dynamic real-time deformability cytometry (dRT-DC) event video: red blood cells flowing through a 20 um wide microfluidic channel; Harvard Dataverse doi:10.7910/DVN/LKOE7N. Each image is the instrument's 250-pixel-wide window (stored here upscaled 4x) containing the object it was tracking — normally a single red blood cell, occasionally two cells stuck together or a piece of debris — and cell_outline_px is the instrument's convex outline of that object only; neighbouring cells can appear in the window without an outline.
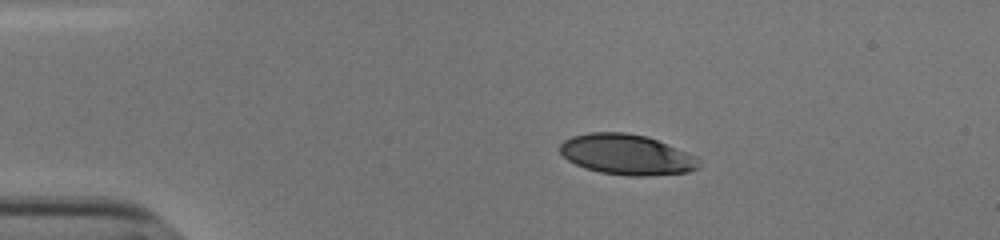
{"species": "human", "species_latin": "Homo sapiens", "temperature_condition": "cold", "stored_images_in_passage": 44, "camera_frame_rate_fps": 3000, "um_per_image_px": 0.085, "donor": {"sex": "male"}, "frame": {"image": 1, "passage_image": 1, "time_ms": 0.0, "image_size_px": [1000, 240], "cell_outline_px": [[700, 168], [688, 172], [648, 176], [628, 176], [600, 172], [584, 168], [568, 160], [560, 152], [560, 144], [564, 140], [572, 136], [588, 132], [624, 132], [648, 136], [696, 156], [700, 164]], "centroid_in_image_um": [53.27, 13.14], "position_along_channel_um": 31.7, "area_um2": 32.89}}
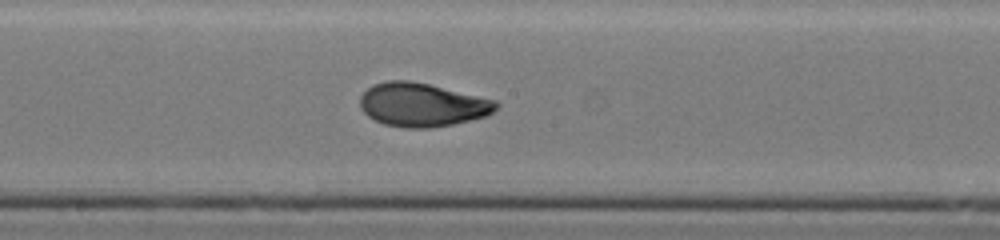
{"frame": {"image": 2, "passage_image": 20, "time_ms": 6.333, "image_size_px": [1000, 240], "cell_outline_px": [[500, 104], [488, 116], [452, 124], [428, 128], [404, 128], [384, 124], [368, 116], [360, 108], [360, 96], [372, 84], [388, 80], [408, 80], [428, 84], [496, 100]], "centroid_in_image_um": [35.87, 8.9], "position_along_channel_um": 212.3, "area_um2": 34.51}}
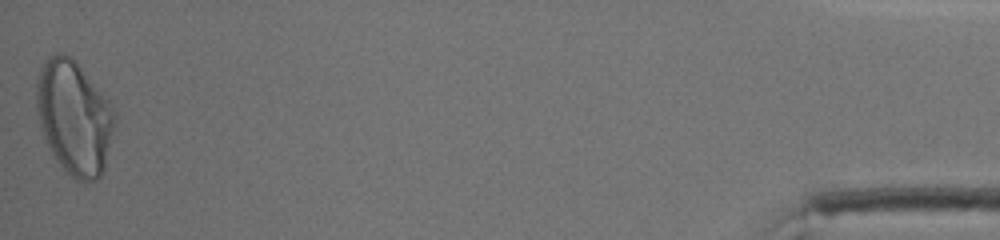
{"frame": {"image": 3, "passage_image": 44, "time_ms": 14.333, "image_size_px": [1000, 240], "cell_outline_px": [[116, 120], [104, 168], [100, 176], [96, 180], [76, 180], [60, 164], [44, 140], [36, 108], [36, 76], [40, 68], [56, 52], [64, 52], [72, 56], [76, 60], [108, 100], [116, 116]], "centroid_in_image_um": [6.29, 9.94], "position_along_channel_um": 428.9, "area_um2": 51.67}, "authors_computed_cell_mechanics": {"area_um2": 34.2176, "velocity_mm_per_s": 3.8143, "shape_relaxation_time_tau1_ms": 5.5022, "shape_relaxation_time_tau2_ms": 0.9872, "deformation_change_tau1": 0.1979, "deformation_change_tau2": 0.0506}}